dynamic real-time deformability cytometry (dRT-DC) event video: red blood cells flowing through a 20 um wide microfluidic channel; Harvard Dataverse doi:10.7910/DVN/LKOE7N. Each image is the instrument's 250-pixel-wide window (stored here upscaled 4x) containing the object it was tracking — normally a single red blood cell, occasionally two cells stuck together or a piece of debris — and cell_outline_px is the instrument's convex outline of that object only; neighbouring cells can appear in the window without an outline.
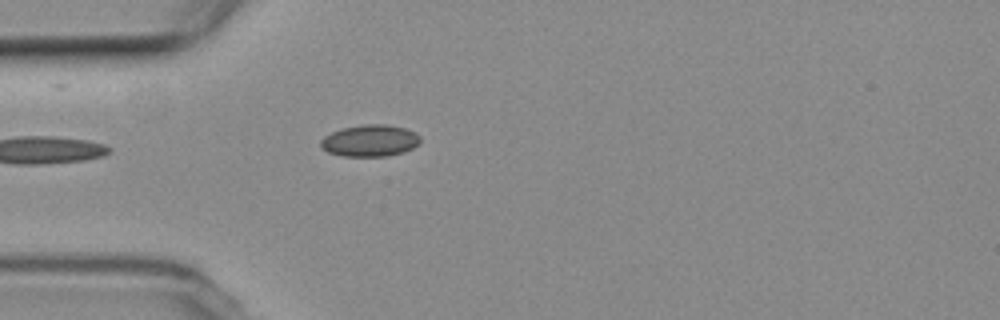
{"species": "common noctule bat (a hibernating species)", "species_latin": "Nyctalus noctula", "temperature_condition": "room temperature", "stored_images_in_passage": 1, "camera_frame_rate_fps": 3000, "um_per_image_px": 0.085, "animal": {"sex": "female", "body_mass_g": 19.3, "forearm_length_mm": 54.1}, "frame": {"image": 1, "passage_image": 1, "time_ms": 0.0, "image_size_px": [1000, 320], "cell_outline_px": [[420, 140], [412, 148], [404, 152], [384, 156], [344, 156], [328, 152], [320, 148], [320, 140], [324, 136], [340, 128], [364, 124], [388, 124], [404, 128], [416, 132], [420, 136]], "centroid_in_image_um": [31.42, 11.94], "position_along_channel_um": 53.6, "area_um2": 18.5}}